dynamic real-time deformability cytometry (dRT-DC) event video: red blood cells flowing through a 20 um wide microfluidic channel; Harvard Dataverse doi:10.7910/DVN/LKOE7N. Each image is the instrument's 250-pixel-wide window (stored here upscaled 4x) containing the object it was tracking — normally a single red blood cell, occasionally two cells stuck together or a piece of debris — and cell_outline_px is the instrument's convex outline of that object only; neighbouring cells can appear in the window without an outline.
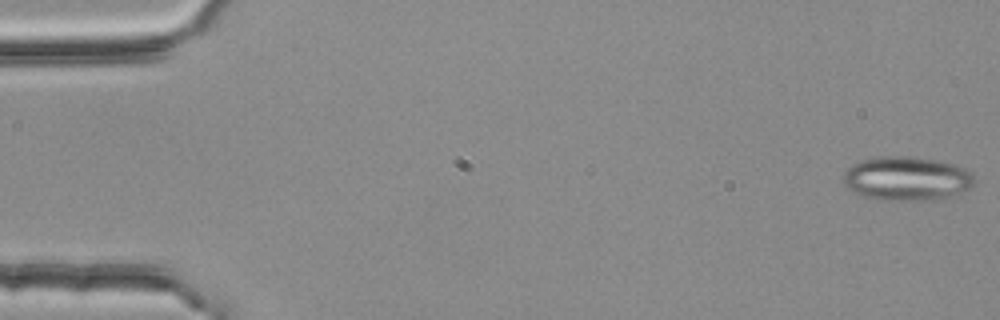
{"species": "common noctule bat (a hibernating species)", "species_latin": "Nyctalus noctula", "temperature_condition": "room temperature", "stored_images_in_passage": 5, "camera_frame_rate_fps": 3000, "um_per_image_px": 0.085, "animal": {"sex": "female", "body_mass_g": 25.1}, "frame": {"image": 1, "passage_image": 1, "time_ms": 0.0, "image_size_px": [1000, 320], "cell_outline_px": [[972, 184], [968, 188], [944, 200], [888, 200], [864, 196], [848, 188], [844, 184], [840, 176], [852, 164], [864, 160], [880, 156], [912, 156], [936, 160], [956, 164], [972, 172]], "centroid_in_image_um": [77.06, 15.17], "position_along_channel_um": 7.9, "area_um2": 33.7}}